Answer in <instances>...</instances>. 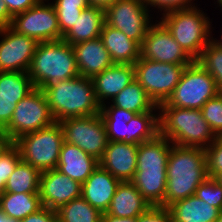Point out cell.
<instances>
[{
	"mask_svg": "<svg viewBox=\"0 0 222 222\" xmlns=\"http://www.w3.org/2000/svg\"><path fill=\"white\" fill-rule=\"evenodd\" d=\"M167 184L160 207L193 196L208 178L205 149L171 145L167 162Z\"/></svg>",
	"mask_w": 222,
	"mask_h": 222,
	"instance_id": "cell-1",
	"label": "cell"
},
{
	"mask_svg": "<svg viewBox=\"0 0 222 222\" xmlns=\"http://www.w3.org/2000/svg\"><path fill=\"white\" fill-rule=\"evenodd\" d=\"M159 134L172 144L206 149L217 138L199 109L158 105Z\"/></svg>",
	"mask_w": 222,
	"mask_h": 222,
	"instance_id": "cell-2",
	"label": "cell"
},
{
	"mask_svg": "<svg viewBox=\"0 0 222 222\" xmlns=\"http://www.w3.org/2000/svg\"><path fill=\"white\" fill-rule=\"evenodd\" d=\"M55 122L100 113L94 85L90 78L77 76L42 88Z\"/></svg>",
	"mask_w": 222,
	"mask_h": 222,
	"instance_id": "cell-3",
	"label": "cell"
},
{
	"mask_svg": "<svg viewBox=\"0 0 222 222\" xmlns=\"http://www.w3.org/2000/svg\"><path fill=\"white\" fill-rule=\"evenodd\" d=\"M28 73L34 88L40 89L79 76L72 45L63 39L39 43Z\"/></svg>",
	"mask_w": 222,
	"mask_h": 222,
	"instance_id": "cell-4",
	"label": "cell"
},
{
	"mask_svg": "<svg viewBox=\"0 0 222 222\" xmlns=\"http://www.w3.org/2000/svg\"><path fill=\"white\" fill-rule=\"evenodd\" d=\"M198 6L156 16L193 60L201 56L202 50L214 38L212 31L215 30L212 19Z\"/></svg>",
	"mask_w": 222,
	"mask_h": 222,
	"instance_id": "cell-5",
	"label": "cell"
},
{
	"mask_svg": "<svg viewBox=\"0 0 222 222\" xmlns=\"http://www.w3.org/2000/svg\"><path fill=\"white\" fill-rule=\"evenodd\" d=\"M64 133L59 122L20 136L14 141L19 148L21 160L40 172L56 169Z\"/></svg>",
	"mask_w": 222,
	"mask_h": 222,
	"instance_id": "cell-6",
	"label": "cell"
},
{
	"mask_svg": "<svg viewBox=\"0 0 222 222\" xmlns=\"http://www.w3.org/2000/svg\"><path fill=\"white\" fill-rule=\"evenodd\" d=\"M220 93L215 79L196 61L187 65L172 95L165 102L168 106L202 109V106Z\"/></svg>",
	"mask_w": 222,
	"mask_h": 222,
	"instance_id": "cell-7",
	"label": "cell"
},
{
	"mask_svg": "<svg viewBox=\"0 0 222 222\" xmlns=\"http://www.w3.org/2000/svg\"><path fill=\"white\" fill-rule=\"evenodd\" d=\"M187 65L161 63L139 58L134 64L135 80L156 105L166 102Z\"/></svg>",
	"mask_w": 222,
	"mask_h": 222,
	"instance_id": "cell-8",
	"label": "cell"
},
{
	"mask_svg": "<svg viewBox=\"0 0 222 222\" xmlns=\"http://www.w3.org/2000/svg\"><path fill=\"white\" fill-rule=\"evenodd\" d=\"M54 122L45 94L42 89L34 88L17 103L4 131L15 141L24 134L48 127Z\"/></svg>",
	"mask_w": 222,
	"mask_h": 222,
	"instance_id": "cell-9",
	"label": "cell"
},
{
	"mask_svg": "<svg viewBox=\"0 0 222 222\" xmlns=\"http://www.w3.org/2000/svg\"><path fill=\"white\" fill-rule=\"evenodd\" d=\"M64 142L80 147L98 161L108 144L106 126L100 113L61 120Z\"/></svg>",
	"mask_w": 222,
	"mask_h": 222,
	"instance_id": "cell-10",
	"label": "cell"
},
{
	"mask_svg": "<svg viewBox=\"0 0 222 222\" xmlns=\"http://www.w3.org/2000/svg\"><path fill=\"white\" fill-rule=\"evenodd\" d=\"M153 15L144 0H117L105 10V21L141 46L149 27L155 22Z\"/></svg>",
	"mask_w": 222,
	"mask_h": 222,
	"instance_id": "cell-11",
	"label": "cell"
},
{
	"mask_svg": "<svg viewBox=\"0 0 222 222\" xmlns=\"http://www.w3.org/2000/svg\"><path fill=\"white\" fill-rule=\"evenodd\" d=\"M10 27L19 34L33 38L38 43L63 38L56 10L51 2L39 1L25 12L14 15Z\"/></svg>",
	"mask_w": 222,
	"mask_h": 222,
	"instance_id": "cell-12",
	"label": "cell"
},
{
	"mask_svg": "<svg viewBox=\"0 0 222 222\" xmlns=\"http://www.w3.org/2000/svg\"><path fill=\"white\" fill-rule=\"evenodd\" d=\"M140 57L176 65H189L194 61L157 19L149 27L141 44Z\"/></svg>",
	"mask_w": 222,
	"mask_h": 222,
	"instance_id": "cell-13",
	"label": "cell"
},
{
	"mask_svg": "<svg viewBox=\"0 0 222 222\" xmlns=\"http://www.w3.org/2000/svg\"><path fill=\"white\" fill-rule=\"evenodd\" d=\"M38 44L10 26L0 27V72H28Z\"/></svg>",
	"mask_w": 222,
	"mask_h": 222,
	"instance_id": "cell-14",
	"label": "cell"
},
{
	"mask_svg": "<svg viewBox=\"0 0 222 222\" xmlns=\"http://www.w3.org/2000/svg\"><path fill=\"white\" fill-rule=\"evenodd\" d=\"M82 184L58 169L41 172L39 196L43 207L57 212L66 203L81 197Z\"/></svg>",
	"mask_w": 222,
	"mask_h": 222,
	"instance_id": "cell-15",
	"label": "cell"
},
{
	"mask_svg": "<svg viewBox=\"0 0 222 222\" xmlns=\"http://www.w3.org/2000/svg\"><path fill=\"white\" fill-rule=\"evenodd\" d=\"M138 145L108 141L99 166L120 182L132 181L137 168Z\"/></svg>",
	"mask_w": 222,
	"mask_h": 222,
	"instance_id": "cell-16",
	"label": "cell"
},
{
	"mask_svg": "<svg viewBox=\"0 0 222 222\" xmlns=\"http://www.w3.org/2000/svg\"><path fill=\"white\" fill-rule=\"evenodd\" d=\"M91 80L96 100L102 106L135 80V68L131 64H113Z\"/></svg>",
	"mask_w": 222,
	"mask_h": 222,
	"instance_id": "cell-17",
	"label": "cell"
},
{
	"mask_svg": "<svg viewBox=\"0 0 222 222\" xmlns=\"http://www.w3.org/2000/svg\"><path fill=\"white\" fill-rule=\"evenodd\" d=\"M79 76L92 79L114 63L100 37L72 45Z\"/></svg>",
	"mask_w": 222,
	"mask_h": 222,
	"instance_id": "cell-18",
	"label": "cell"
},
{
	"mask_svg": "<svg viewBox=\"0 0 222 222\" xmlns=\"http://www.w3.org/2000/svg\"><path fill=\"white\" fill-rule=\"evenodd\" d=\"M120 181L98 166L82 184L81 197L92 207L105 213Z\"/></svg>",
	"mask_w": 222,
	"mask_h": 222,
	"instance_id": "cell-19",
	"label": "cell"
},
{
	"mask_svg": "<svg viewBox=\"0 0 222 222\" xmlns=\"http://www.w3.org/2000/svg\"><path fill=\"white\" fill-rule=\"evenodd\" d=\"M99 166V161L80 147L63 142L56 169L83 184Z\"/></svg>",
	"mask_w": 222,
	"mask_h": 222,
	"instance_id": "cell-20",
	"label": "cell"
},
{
	"mask_svg": "<svg viewBox=\"0 0 222 222\" xmlns=\"http://www.w3.org/2000/svg\"><path fill=\"white\" fill-rule=\"evenodd\" d=\"M151 206L131 181H124L118 184L110 207L103 214L137 218Z\"/></svg>",
	"mask_w": 222,
	"mask_h": 222,
	"instance_id": "cell-21",
	"label": "cell"
},
{
	"mask_svg": "<svg viewBox=\"0 0 222 222\" xmlns=\"http://www.w3.org/2000/svg\"><path fill=\"white\" fill-rule=\"evenodd\" d=\"M100 38L114 64L134 65L140 58L141 46L122 31L109 26L106 22L101 31Z\"/></svg>",
	"mask_w": 222,
	"mask_h": 222,
	"instance_id": "cell-22",
	"label": "cell"
},
{
	"mask_svg": "<svg viewBox=\"0 0 222 222\" xmlns=\"http://www.w3.org/2000/svg\"><path fill=\"white\" fill-rule=\"evenodd\" d=\"M105 22V10L89 6L83 9L81 15L62 39L68 44L74 45L98 38Z\"/></svg>",
	"mask_w": 222,
	"mask_h": 222,
	"instance_id": "cell-23",
	"label": "cell"
},
{
	"mask_svg": "<svg viewBox=\"0 0 222 222\" xmlns=\"http://www.w3.org/2000/svg\"><path fill=\"white\" fill-rule=\"evenodd\" d=\"M167 208L172 222H216L221 211L195 195L173 202Z\"/></svg>",
	"mask_w": 222,
	"mask_h": 222,
	"instance_id": "cell-24",
	"label": "cell"
},
{
	"mask_svg": "<svg viewBox=\"0 0 222 222\" xmlns=\"http://www.w3.org/2000/svg\"><path fill=\"white\" fill-rule=\"evenodd\" d=\"M171 145L172 143L160 134L139 144L136 170L167 169Z\"/></svg>",
	"mask_w": 222,
	"mask_h": 222,
	"instance_id": "cell-25",
	"label": "cell"
},
{
	"mask_svg": "<svg viewBox=\"0 0 222 222\" xmlns=\"http://www.w3.org/2000/svg\"><path fill=\"white\" fill-rule=\"evenodd\" d=\"M166 171L167 169L136 170L131 181L152 206H159L164 200Z\"/></svg>",
	"mask_w": 222,
	"mask_h": 222,
	"instance_id": "cell-26",
	"label": "cell"
},
{
	"mask_svg": "<svg viewBox=\"0 0 222 222\" xmlns=\"http://www.w3.org/2000/svg\"><path fill=\"white\" fill-rule=\"evenodd\" d=\"M1 212L7 218L21 221L43 208L39 193L5 192L0 197Z\"/></svg>",
	"mask_w": 222,
	"mask_h": 222,
	"instance_id": "cell-27",
	"label": "cell"
},
{
	"mask_svg": "<svg viewBox=\"0 0 222 222\" xmlns=\"http://www.w3.org/2000/svg\"><path fill=\"white\" fill-rule=\"evenodd\" d=\"M115 107L137 114L149 111H159L158 105L147 95L145 89L134 80L127 85L110 102Z\"/></svg>",
	"mask_w": 222,
	"mask_h": 222,
	"instance_id": "cell-28",
	"label": "cell"
},
{
	"mask_svg": "<svg viewBox=\"0 0 222 222\" xmlns=\"http://www.w3.org/2000/svg\"><path fill=\"white\" fill-rule=\"evenodd\" d=\"M128 136L124 143L139 145L159 134V111L136 114L128 123Z\"/></svg>",
	"mask_w": 222,
	"mask_h": 222,
	"instance_id": "cell-29",
	"label": "cell"
},
{
	"mask_svg": "<svg viewBox=\"0 0 222 222\" xmlns=\"http://www.w3.org/2000/svg\"><path fill=\"white\" fill-rule=\"evenodd\" d=\"M137 113L115 107L110 102L101 106L100 115L106 126L108 141L123 142L128 136L127 123Z\"/></svg>",
	"mask_w": 222,
	"mask_h": 222,
	"instance_id": "cell-30",
	"label": "cell"
},
{
	"mask_svg": "<svg viewBox=\"0 0 222 222\" xmlns=\"http://www.w3.org/2000/svg\"><path fill=\"white\" fill-rule=\"evenodd\" d=\"M41 172L24 161H20L5 185V192L39 193Z\"/></svg>",
	"mask_w": 222,
	"mask_h": 222,
	"instance_id": "cell-31",
	"label": "cell"
},
{
	"mask_svg": "<svg viewBox=\"0 0 222 222\" xmlns=\"http://www.w3.org/2000/svg\"><path fill=\"white\" fill-rule=\"evenodd\" d=\"M56 213L58 222H101L103 215L82 197L66 203Z\"/></svg>",
	"mask_w": 222,
	"mask_h": 222,
	"instance_id": "cell-32",
	"label": "cell"
},
{
	"mask_svg": "<svg viewBox=\"0 0 222 222\" xmlns=\"http://www.w3.org/2000/svg\"><path fill=\"white\" fill-rule=\"evenodd\" d=\"M34 89L28 72H0V96L23 99Z\"/></svg>",
	"mask_w": 222,
	"mask_h": 222,
	"instance_id": "cell-33",
	"label": "cell"
},
{
	"mask_svg": "<svg viewBox=\"0 0 222 222\" xmlns=\"http://www.w3.org/2000/svg\"><path fill=\"white\" fill-rule=\"evenodd\" d=\"M61 35L64 36L74 25L83 9L90 6L88 0H53Z\"/></svg>",
	"mask_w": 222,
	"mask_h": 222,
	"instance_id": "cell-34",
	"label": "cell"
},
{
	"mask_svg": "<svg viewBox=\"0 0 222 222\" xmlns=\"http://www.w3.org/2000/svg\"><path fill=\"white\" fill-rule=\"evenodd\" d=\"M196 61L215 79L222 92V46L213 38Z\"/></svg>",
	"mask_w": 222,
	"mask_h": 222,
	"instance_id": "cell-35",
	"label": "cell"
},
{
	"mask_svg": "<svg viewBox=\"0 0 222 222\" xmlns=\"http://www.w3.org/2000/svg\"><path fill=\"white\" fill-rule=\"evenodd\" d=\"M217 137H222V92L209 99L200 110Z\"/></svg>",
	"mask_w": 222,
	"mask_h": 222,
	"instance_id": "cell-36",
	"label": "cell"
},
{
	"mask_svg": "<svg viewBox=\"0 0 222 222\" xmlns=\"http://www.w3.org/2000/svg\"><path fill=\"white\" fill-rule=\"evenodd\" d=\"M20 161V150L15 144L0 156V197L5 193V185L8 177Z\"/></svg>",
	"mask_w": 222,
	"mask_h": 222,
	"instance_id": "cell-37",
	"label": "cell"
},
{
	"mask_svg": "<svg viewBox=\"0 0 222 222\" xmlns=\"http://www.w3.org/2000/svg\"><path fill=\"white\" fill-rule=\"evenodd\" d=\"M194 195L211 206L222 210V185L214 178L208 177L197 187Z\"/></svg>",
	"mask_w": 222,
	"mask_h": 222,
	"instance_id": "cell-38",
	"label": "cell"
},
{
	"mask_svg": "<svg viewBox=\"0 0 222 222\" xmlns=\"http://www.w3.org/2000/svg\"><path fill=\"white\" fill-rule=\"evenodd\" d=\"M205 153L208 177L215 178L222 172V137H217Z\"/></svg>",
	"mask_w": 222,
	"mask_h": 222,
	"instance_id": "cell-39",
	"label": "cell"
},
{
	"mask_svg": "<svg viewBox=\"0 0 222 222\" xmlns=\"http://www.w3.org/2000/svg\"><path fill=\"white\" fill-rule=\"evenodd\" d=\"M196 0H144L146 7L152 13L153 9L158 10L154 11L156 14L159 12V17L163 16L166 13L176 11L179 9H187L197 6V3H194ZM160 10V11H159Z\"/></svg>",
	"mask_w": 222,
	"mask_h": 222,
	"instance_id": "cell-40",
	"label": "cell"
},
{
	"mask_svg": "<svg viewBox=\"0 0 222 222\" xmlns=\"http://www.w3.org/2000/svg\"><path fill=\"white\" fill-rule=\"evenodd\" d=\"M136 222H172V217L168 208L151 206L145 213L136 218Z\"/></svg>",
	"mask_w": 222,
	"mask_h": 222,
	"instance_id": "cell-41",
	"label": "cell"
},
{
	"mask_svg": "<svg viewBox=\"0 0 222 222\" xmlns=\"http://www.w3.org/2000/svg\"><path fill=\"white\" fill-rule=\"evenodd\" d=\"M17 103V98L0 96V131H4V128L10 123Z\"/></svg>",
	"mask_w": 222,
	"mask_h": 222,
	"instance_id": "cell-42",
	"label": "cell"
},
{
	"mask_svg": "<svg viewBox=\"0 0 222 222\" xmlns=\"http://www.w3.org/2000/svg\"><path fill=\"white\" fill-rule=\"evenodd\" d=\"M19 222H58L57 213L43 207L38 212L28 215Z\"/></svg>",
	"mask_w": 222,
	"mask_h": 222,
	"instance_id": "cell-43",
	"label": "cell"
},
{
	"mask_svg": "<svg viewBox=\"0 0 222 222\" xmlns=\"http://www.w3.org/2000/svg\"><path fill=\"white\" fill-rule=\"evenodd\" d=\"M9 13L14 16L35 6L39 0H3Z\"/></svg>",
	"mask_w": 222,
	"mask_h": 222,
	"instance_id": "cell-44",
	"label": "cell"
},
{
	"mask_svg": "<svg viewBox=\"0 0 222 222\" xmlns=\"http://www.w3.org/2000/svg\"><path fill=\"white\" fill-rule=\"evenodd\" d=\"M13 16L9 13L6 4L0 0V27L10 26Z\"/></svg>",
	"mask_w": 222,
	"mask_h": 222,
	"instance_id": "cell-45",
	"label": "cell"
},
{
	"mask_svg": "<svg viewBox=\"0 0 222 222\" xmlns=\"http://www.w3.org/2000/svg\"><path fill=\"white\" fill-rule=\"evenodd\" d=\"M14 141L9 137L5 131H0V156L12 145Z\"/></svg>",
	"mask_w": 222,
	"mask_h": 222,
	"instance_id": "cell-46",
	"label": "cell"
},
{
	"mask_svg": "<svg viewBox=\"0 0 222 222\" xmlns=\"http://www.w3.org/2000/svg\"><path fill=\"white\" fill-rule=\"evenodd\" d=\"M101 222H136V218L116 217L110 214H103Z\"/></svg>",
	"mask_w": 222,
	"mask_h": 222,
	"instance_id": "cell-47",
	"label": "cell"
},
{
	"mask_svg": "<svg viewBox=\"0 0 222 222\" xmlns=\"http://www.w3.org/2000/svg\"><path fill=\"white\" fill-rule=\"evenodd\" d=\"M117 0H88L90 6L99 7L106 10Z\"/></svg>",
	"mask_w": 222,
	"mask_h": 222,
	"instance_id": "cell-48",
	"label": "cell"
},
{
	"mask_svg": "<svg viewBox=\"0 0 222 222\" xmlns=\"http://www.w3.org/2000/svg\"><path fill=\"white\" fill-rule=\"evenodd\" d=\"M214 179H215L220 185H222V172L219 173Z\"/></svg>",
	"mask_w": 222,
	"mask_h": 222,
	"instance_id": "cell-49",
	"label": "cell"
},
{
	"mask_svg": "<svg viewBox=\"0 0 222 222\" xmlns=\"http://www.w3.org/2000/svg\"><path fill=\"white\" fill-rule=\"evenodd\" d=\"M215 1V0H214ZM217 2V7H219V9L221 10L220 12H222V0H216L215 2H214V4Z\"/></svg>",
	"mask_w": 222,
	"mask_h": 222,
	"instance_id": "cell-50",
	"label": "cell"
},
{
	"mask_svg": "<svg viewBox=\"0 0 222 222\" xmlns=\"http://www.w3.org/2000/svg\"><path fill=\"white\" fill-rule=\"evenodd\" d=\"M5 222H19L18 220H15V219H13V218H7L6 216H5Z\"/></svg>",
	"mask_w": 222,
	"mask_h": 222,
	"instance_id": "cell-51",
	"label": "cell"
},
{
	"mask_svg": "<svg viewBox=\"0 0 222 222\" xmlns=\"http://www.w3.org/2000/svg\"><path fill=\"white\" fill-rule=\"evenodd\" d=\"M221 28H222V27H221ZM220 37H221V38H219V39L214 38V40L222 46V32H221Z\"/></svg>",
	"mask_w": 222,
	"mask_h": 222,
	"instance_id": "cell-52",
	"label": "cell"
},
{
	"mask_svg": "<svg viewBox=\"0 0 222 222\" xmlns=\"http://www.w3.org/2000/svg\"><path fill=\"white\" fill-rule=\"evenodd\" d=\"M0 222H5V215L2 212L0 213Z\"/></svg>",
	"mask_w": 222,
	"mask_h": 222,
	"instance_id": "cell-53",
	"label": "cell"
},
{
	"mask_svg": "<svg viewBox=\"0 0 222 222\" xmlns=\"http://www.w3.org/2000/svg\"><path fill=\"white\" fill-rule=\"evenodd\" d=\"M216 222H222V210L220 211L219 217H218V219L216 220Z\"/></svg>",
	"mask_w": 222,
	"mask_h": 222,
	"instance_id": "cell-54",
	"label": "cell"
}]
</instances>
